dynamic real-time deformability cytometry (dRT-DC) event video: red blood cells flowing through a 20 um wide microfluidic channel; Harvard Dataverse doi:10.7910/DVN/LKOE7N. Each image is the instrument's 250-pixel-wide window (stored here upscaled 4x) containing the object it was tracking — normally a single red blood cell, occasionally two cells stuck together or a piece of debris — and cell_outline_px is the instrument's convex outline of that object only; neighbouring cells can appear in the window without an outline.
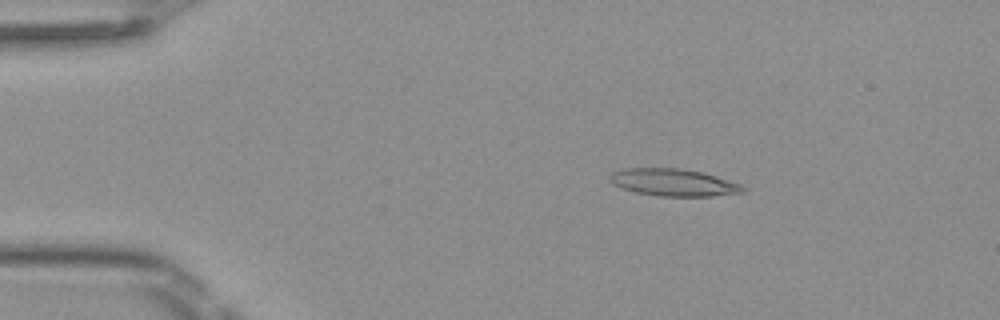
{"species": "Egyptian fruit bat (a non-hibernating species)", "species_latin": "Rousettus aegyptiacus", "temperature_condition": "room temperature", "stored_images_in_passage": 4, "camera_frame_rate_fps": 3000, "um_per_image_px": 0.085, "frame": {"image": 1, "passage_image": 3, "time_ms": 0.667, "image_size_px": [1000, 320], "cell_outline_px": [[748, 188], [744, 192], [712, 196], [660, 196], [636, 192], [620, 188], [612, 184], [608, 180], [608, 176], [612, 172], [624, 168], [680, 168], [700, 172], [716, 176], [740, 184]], "centroid_in_image_um": [57.21, 15.51], "position_along_channel_um": 27.8, "area_um2": 21.21}}